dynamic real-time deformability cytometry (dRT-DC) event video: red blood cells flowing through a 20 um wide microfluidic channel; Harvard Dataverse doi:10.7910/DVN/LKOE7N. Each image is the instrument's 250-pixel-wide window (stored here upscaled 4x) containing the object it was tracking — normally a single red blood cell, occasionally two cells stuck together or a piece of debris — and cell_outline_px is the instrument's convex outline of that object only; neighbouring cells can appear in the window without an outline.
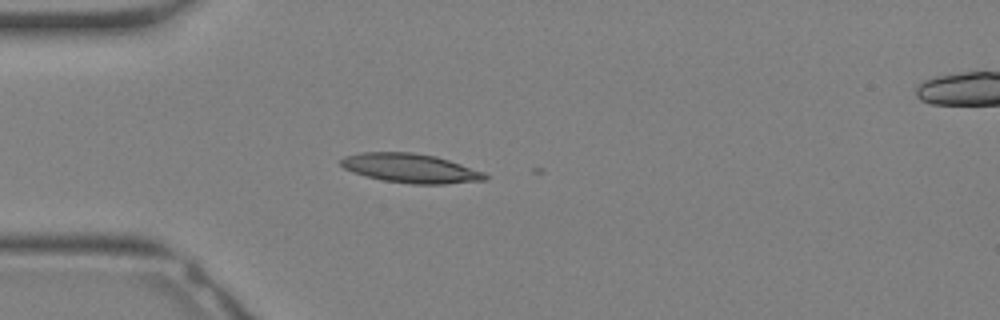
{"species": "Egyptian fruit bat (a non-hibernating species)", "species_latin": "Rousettus aegyptiacus", "temperature_condition": "warm", "stored_images_in_passage": 5, "camera_frame_rate_fps": 3000, "um_per_image_px": 0.085, "animal": {"sex": "female"}, "frame": {"image": 1, "passage_image": 1, "time_ms": 0.0, "image_size_px": [1000, 320], "cell_outline_px": [[488, 180], [444, 184], [412, 184], [384, 180], [352, 172], [344, 168], [340, 164], [340, 160], [344, 156], [360, 152], [412, 152], [436, 156], [484, 172], [488, 176]], "centroid_in_image_um": [34.89, 14.29], "position_along_channel_um": 50.1, "area_um2": 24.45}}
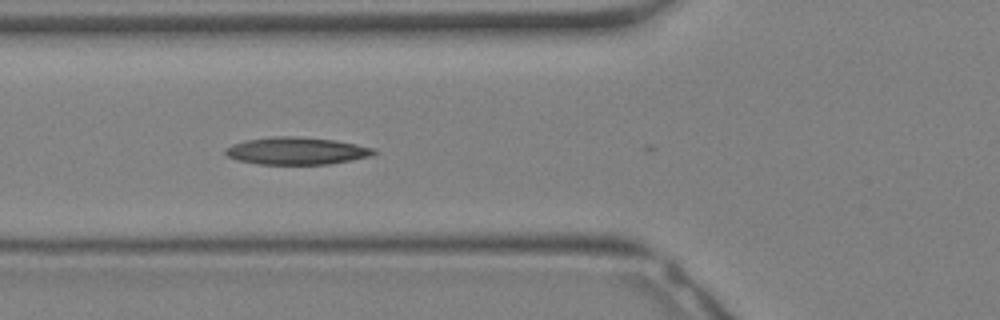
{"frame": {"image": 2, "passage_image": 4, "time_ms": 1.0, "image_size_px": [1000, 320], "cell_outline_px": [[376, 152], [372, 156], [352, 160], [328, 164], [260, 164], [236, 160], [228, 156], [224, 152], [224, 148], [232, 144], [244, 140], [272, 136], [300, 136], [336, 140], [376, 148]], "centroid_in_image_um": [25.2, 12.81], "position_along_channel_um": 100.6, "area_um2": 23.93}}